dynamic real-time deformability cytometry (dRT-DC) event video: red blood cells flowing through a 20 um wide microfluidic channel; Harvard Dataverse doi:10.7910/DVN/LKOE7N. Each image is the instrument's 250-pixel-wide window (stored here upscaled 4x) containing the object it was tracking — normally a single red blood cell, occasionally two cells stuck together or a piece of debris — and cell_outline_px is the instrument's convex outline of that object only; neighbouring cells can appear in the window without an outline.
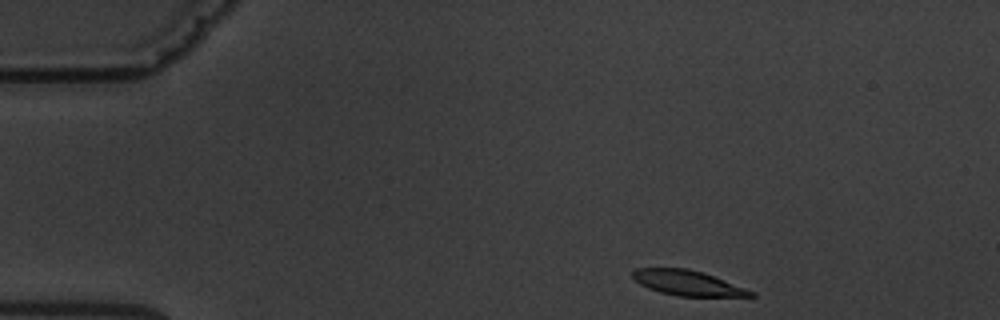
{"species": "common noctule bat (a hibernating species)", "species_latin": "Nyctalus noctula", "temperature_condition": "warm", "stored_images_in_passage": 3, "camera_frame_rate_fps": 3000, "um_per_image_px": 0.085, "animal": {"sex": "male", "body_mass_g": 19.5, "forearm_length_mm": 54.6}, "frame": {"image": 1, "passage_image": 1, "time_ms": 0.0, "image_size_px": [1000, 320], "cell_outline_px": [[756, 296], [676, 296], [660, 292], [648, 288], [640, 284], [632, 276], [632, 272], [636, 268], [688, 268], [704, 272], [756, 292]], "centroid_in_image_um": [58.46, 24.04], "position_along_channel_um": 26.5, "area_um2": 17.28}}